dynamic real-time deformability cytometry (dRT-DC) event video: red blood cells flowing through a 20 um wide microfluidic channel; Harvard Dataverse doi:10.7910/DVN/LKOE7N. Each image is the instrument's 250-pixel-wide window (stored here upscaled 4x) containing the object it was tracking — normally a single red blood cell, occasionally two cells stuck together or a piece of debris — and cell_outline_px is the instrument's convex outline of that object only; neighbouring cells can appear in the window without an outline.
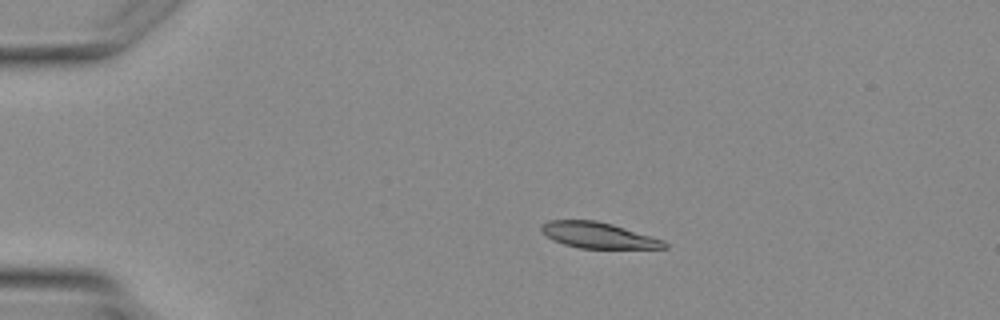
{"species": "Egyptian fruit bat (a non-hibernating species)", "species_latin": "Rousettus aegyptiacus", "temperature_condition": "warm", "stored_images_in_passage": 4, "camera_frame_rate_fps": 3000, "um_per_image_px": 0.085, "animal": {"sex": "female"}, "frame": {"image": 1, "passage_image": 3, "time_ms": 2.333, "image_size_px": [1000, 320], "cell_outline_px": [[668, 248], [580, 248], [564, 244], [552, 240], [540, 228], [540, 224], [548, 220], [596, 220], [612, 224], [664, 240], [668, 244]], "centroid_in_image_um": [50.84, 19.99], "position_along_channel_um": 34.2, "area_um2": 18.44}}